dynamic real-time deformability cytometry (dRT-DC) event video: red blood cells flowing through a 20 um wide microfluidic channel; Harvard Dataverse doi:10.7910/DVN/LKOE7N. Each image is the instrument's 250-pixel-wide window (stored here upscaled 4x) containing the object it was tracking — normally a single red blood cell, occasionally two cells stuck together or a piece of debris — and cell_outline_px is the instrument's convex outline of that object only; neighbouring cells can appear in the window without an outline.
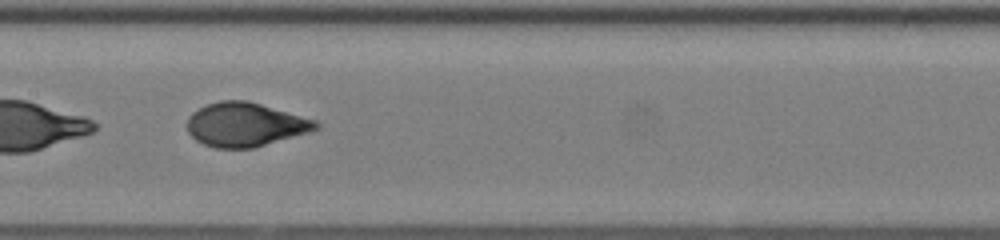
{"species": "human", "species_latin": "Homo sapiens", "temperature_condition": "room temperature", "stored_images_in_passage": 49, "segment_of_instrument_passage": [2, 2], "camera_frame_rate_fps": 3000, "um_per_image_px": 0.085, "donor": {"sex": "female"}, "frame": {"image": 1, "passage_image": 28, "time_ms": 9.0, "image_size_px": [1000, 240], "cell_outline_px": [[320, 128], [312, 132], [252, 148], [216, 148], [204, 144], [196, 140], [188, 132], [188, 116], [192, 112], [208, 104], [220, 100], [248, 100], [316, 120], [320, 124]], "centroid_in_image_um": [20.88, 10.59], "position_along_channel_um": 186.5, "area_um2": 33.0}}
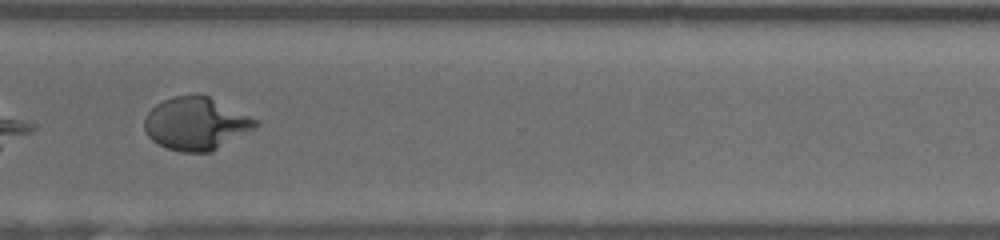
{"frame": {"image": 2, "passage_image": 40, "time_ms": 13.0, "image_size_px": [1000, 240], "cell_outline_px": [[260, 124], [256, 128], [208, 152], [180, 152], [168, 148], [152, 140], [148, 136], [144, 128], [144, 116], [156, 104], [164, 100], [176, 96], [208, 96], [260, 120]], "centroid_in_image_um": [16.67, 10.51], "position_along_channel_um": 353.9, "area_um2": 33.7}}